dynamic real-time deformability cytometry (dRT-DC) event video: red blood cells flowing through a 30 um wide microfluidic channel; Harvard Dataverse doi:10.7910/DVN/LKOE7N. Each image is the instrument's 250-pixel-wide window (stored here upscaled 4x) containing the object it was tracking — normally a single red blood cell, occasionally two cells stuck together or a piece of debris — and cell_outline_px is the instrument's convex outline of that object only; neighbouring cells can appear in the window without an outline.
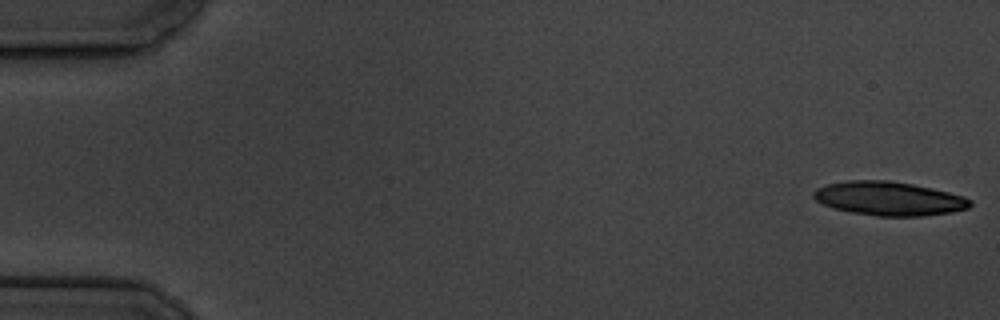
{"species": "common noctule bat (a hibernating species)", "species_latin": "Nyctalus noctula", "temperature_condition": "cold", "stored_images_in_passage": 6, "camera_frame_rate_fps": 3000, "um_per_image_px": 0.085, "animal": {"sex": "male", "body_mass_g": 19.5, "forearm_length_mm": 54.6}, "frame": {"image": 1, "passage_image": 1, "time_ms": 0.0, "image_size_px": [1000, 320], "cell_outline_px": [[972, 204], [968, 208], [952, 212], [924, 216], [876, 216], [852, 212], [832, 208], [816, 200], [812, 196], [812, 192], [816, 188], [828, 184], [848, 180], [888, 180], [912, 184], [932, 188], [964, 196], [972, 200]], "centroid_in_image_um": [75.56, 16.88], "position_along_channel_um": 9.4, "area_um2": 30.98}}